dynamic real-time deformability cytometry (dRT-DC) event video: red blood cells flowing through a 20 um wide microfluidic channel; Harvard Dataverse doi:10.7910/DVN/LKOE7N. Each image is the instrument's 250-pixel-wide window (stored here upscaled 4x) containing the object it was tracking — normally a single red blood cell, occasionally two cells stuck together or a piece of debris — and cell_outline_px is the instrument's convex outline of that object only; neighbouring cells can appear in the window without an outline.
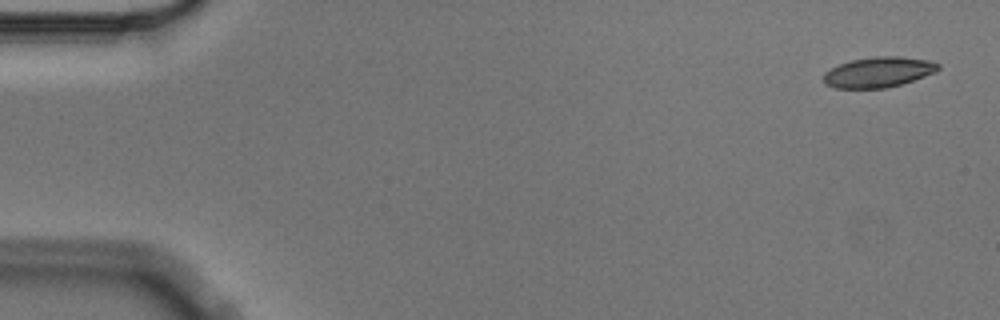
{"species": "Egyptian fruit bat (a non-hibernating species)", "species_latin": "Rousettus aegyptiacus", "temperature_condition": "cold", "stored_images_in_passage": 6, "camera_frame_rate_fps": 3000, "um_per_image_px": 0.085, "animal": {"sex": "male"}, "frame": {"image": 1, "passage_image": 1, "time_ms": 0.0, "image_size_px": [1000, 320], "cell_outline_px": [[940, 68], [936, 72], [900, 84], [884, 88], [836, 88], [824, 84], [824, 72], [840, 64], [852, 60], [876, 56], [900, 56], [928, 60], [940, 64]], "centroid_in_image_um": [74.67, 6.13], "position_along_channel_um": 10.3, "area_um2": 20.11}}
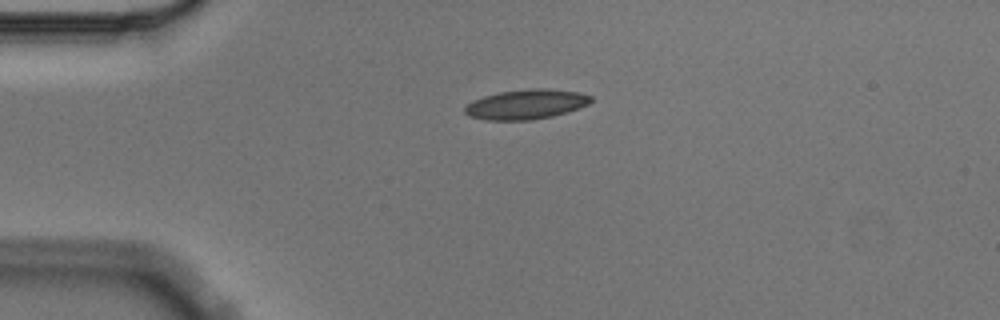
{"frame": {"image": 2, "passage_image": 4, "time_ms": 1.0, "image_size_px": [1000, 320], "cell_outline_px": [[592, 100], [588, 104], [580, 108], [552, 116], [532, 120], [484, 120], [468, 116], [464, 112], [464, 108], [472, 100], [484, 96], [500, 92], [532, 88], [548, 88], [580, 92], [592, 96]], "centroid_in_image_um": [44.72, 8.86], "position_along_channel_um": 40.3, "area_um2": 22.02}}
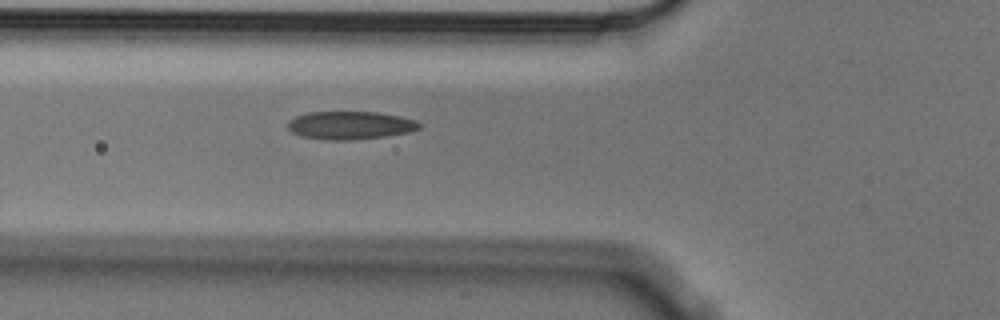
{"frame": {"image": 3, "passage_image": 6, "time_ms": 1.667, "image_size_px": [1000, 320], "cell_outline_px": [[420, 128], [408, 132], [384, 136], [352, 140], [324, 140], [300, 136], [292, 132], [288, 128], [288, 120], [296, 116], [308, 112], [380, 112], [400, 116], [416, 120], [420, 124]], "centroid_in_image_um": [29.74, 10.65], "position_along_channel_um": 96.1, "area_um2": 21.56}}